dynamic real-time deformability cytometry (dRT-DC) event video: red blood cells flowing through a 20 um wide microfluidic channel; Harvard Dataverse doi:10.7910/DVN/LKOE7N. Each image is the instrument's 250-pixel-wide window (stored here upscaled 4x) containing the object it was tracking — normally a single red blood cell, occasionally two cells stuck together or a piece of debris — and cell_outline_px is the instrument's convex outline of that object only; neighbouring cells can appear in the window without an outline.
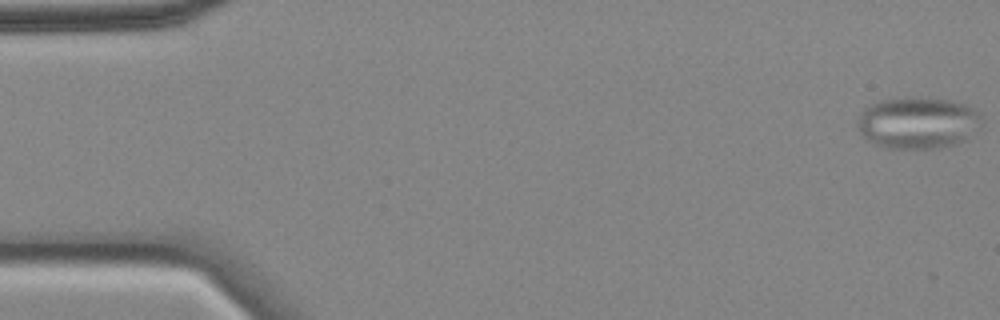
{"species": "common noctule bat (a hibernating species)", "species_latin": "Nyctalus noctula", "temperature_condition": "cold", "stored_images_in_passage": 10, "camera_frame_rate_fps": 3000, "um_per_image_px": 0.085, "animal": {"sex": "female", "body_mass_g": 18.4}, "frame": {"image": 1, "passage_image": 1, "time_ms": 0.0, "image_size_px": [1000, 320], "cell_outline_px": [[984, 124], [968, 140], [956, 144], [940, 148], [884, 148], [872, 144], [856, 128], [856, 120], [860, 112], [864, 108], [880, 100], [908, 96], [928, 96], [948, 100], [964, 104], [980, 112], [984, 120]], "centroid_in_image_um": [78.04, 10.43], "position_along_channel_um": 7.0, "area_um2": 38.67}}